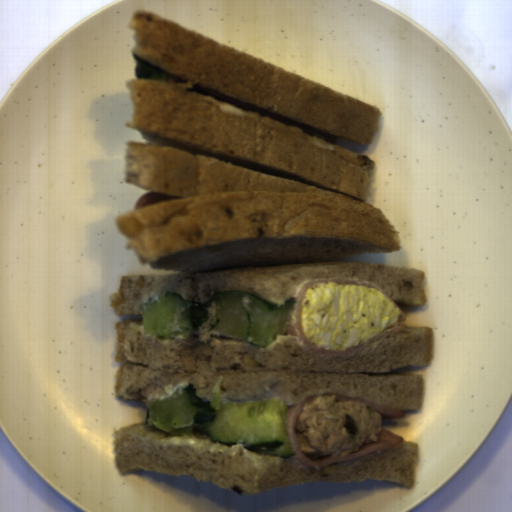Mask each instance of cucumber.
Instances as JSON below:
<instances>
[{
	"mask_svg": "<svg viewBox=\"0 0 512 512\" xmlns=\"http://www.w3.org/2000/svg\"><path fill=\"white\" fill-rule=\"evenodd\" d=\"M219 375L212 389L210 403H205L190 383L176 386L166 393L152 395L145 405L144 422L171 437L204 431L214 442L285 458L294 456L286 430L289 407L279 397L264 400L222 402Z\"/></svg>",
	"mask_w": 512,
	"mask_h": 512,
	"instance_id": "8b760119",
	"label": "cucumber"
},
{
	"mask_svg": "<svg viewBox=\"0 0 512 512\" xmlns=\"http://www.w3.org/2000/svg\"><path fill=\"white\" fill-rule=\"evenodd\" d=\"M295 304L294 297L278 306L255 293L217 289L212 299L197 303L165 290L147 297L138 310L141 329L161 341L206 330L266 347L285 335Z\"/></svg>",
	"mask_w": 512,
	"mask_h": 512,
	"instance_id": "586b57bf",
	"label": "cucumber"
},
{
	"mask_svg": "<svg viewBox=\"0 0 512 512\" xmlns=\"http://www.w3.org/2000/svg\"><path fill=\"white\" fill-rule=\"evenodd\" d=\"M131 56L135 58V65L133 67L135 79L169 83L185 88L186 81L181 80L169 74L168 72L154 66L153 64L145 61L133 52Z\"/></svg>",
	"mask_w": 512,
	"mask_h": 512,
	"instance_id": "888e309b",
	"label": "cucumber"
}]
</instances>
